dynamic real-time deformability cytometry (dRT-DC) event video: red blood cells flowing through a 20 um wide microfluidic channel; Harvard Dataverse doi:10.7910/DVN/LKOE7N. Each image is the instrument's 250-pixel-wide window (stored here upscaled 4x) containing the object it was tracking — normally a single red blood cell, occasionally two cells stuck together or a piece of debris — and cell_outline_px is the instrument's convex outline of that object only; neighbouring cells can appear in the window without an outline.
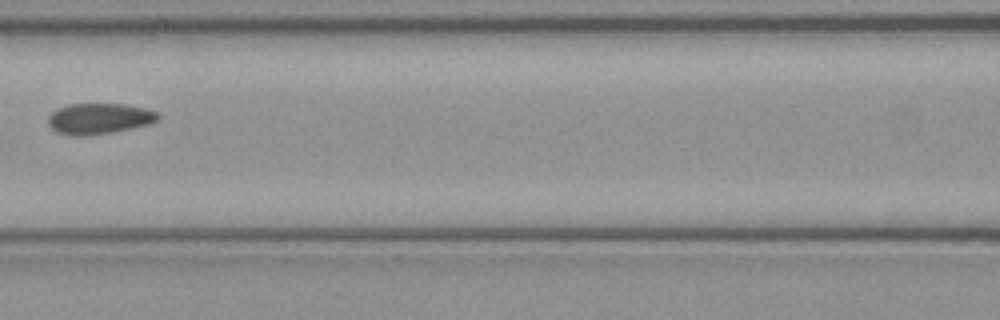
{"species": "common noctule bat (a hibernating species)", "species_latin": "Nyctalus noctula", "temperature_condition": "cold", "stored_images_in_passage": 7, "camera_frame_rate_fps": 3000, "um_per_image_px": 0.085, "animal": {"sex": "female", "body_mass_g": 21.9}, "frame": {"image": 1, "passage_image": 7, "time_ms": 2.0, "image_size_px": [1000, 320], "cell_outline_px": [[160, 116], [156, 120], [148, 124], [132, 128], [112, 132], [84, 136], [72, 136], [56, 132], [48, 124], [48, 116], [56, 108], [68, 104], [124, 104], [144, 108], [160, 112]], "centroid_in_image_um": [8.4, 10.08], "position_along_channel_um": 158.2, "area_um2": 19.83}}